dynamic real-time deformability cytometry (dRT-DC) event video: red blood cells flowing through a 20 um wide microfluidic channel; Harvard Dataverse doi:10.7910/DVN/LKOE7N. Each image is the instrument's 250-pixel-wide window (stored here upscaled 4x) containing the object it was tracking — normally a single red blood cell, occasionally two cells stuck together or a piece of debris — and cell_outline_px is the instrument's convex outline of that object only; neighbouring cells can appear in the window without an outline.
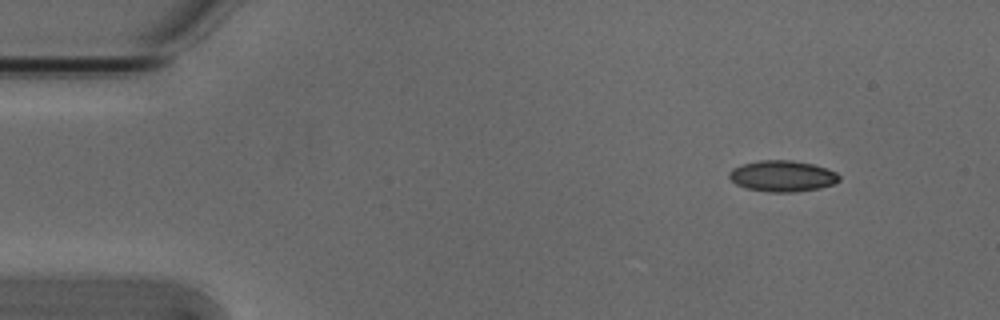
{"species": "Egyptian fruit bat (a non-hibernating species)", "species_latin": "Rousettus aegyptiacus", "temperature_condition": "cold", "stored_images_in_passage": 2, "camera_frame_rate_fps": 3000, "um_per_image_px": 0.085, "animal": {"sex": "male"}, "frame": {"image": 1, "passage_image": 2, "time_ms": 0.333, "image_size_px": [1000, 320], "cell_outline_px": [[840, 180], [832, 184], [820, 188], [796, 192], [768, 192], [744, 188], [736, 184], [728, 176], [728, 172], [732, 168], [740, 164], [760, 160], [792, 160], [812, 164], [828, 168], [836, 172], [840, 176]], "centroid_in_image_um": [66.48, 14.96], "position_along_channel_um": 18.5, "area_um2": 20.17}}